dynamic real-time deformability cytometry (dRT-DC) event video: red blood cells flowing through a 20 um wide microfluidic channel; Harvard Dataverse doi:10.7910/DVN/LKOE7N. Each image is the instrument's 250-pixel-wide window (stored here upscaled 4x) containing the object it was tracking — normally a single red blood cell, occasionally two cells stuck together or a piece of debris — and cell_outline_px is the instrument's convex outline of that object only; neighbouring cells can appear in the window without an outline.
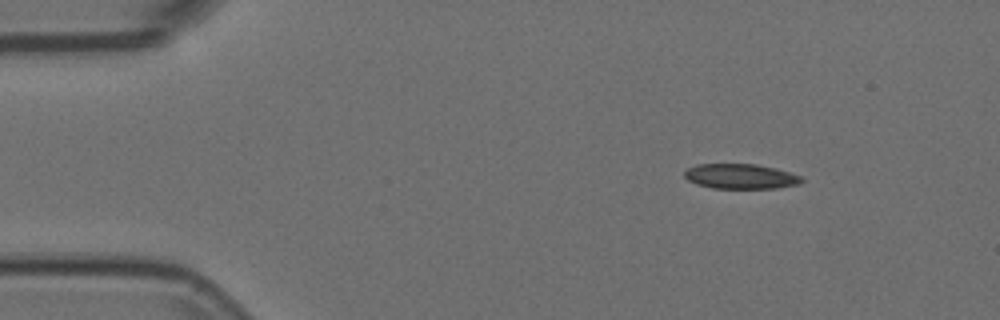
{"species": "Egyptian fruit bat (a non-hibernating species)", "species_latin": "Rousettus aegyptiacus", "temperature_condition": "room temperature", "stored_images_in_passage": 48, "camera_frame_rate_fps": 3000, "um_per_image_px": 0.085, "animal": {"sex": "female"}, "frame": {"image": 1, "passage_image": 1, "time_ms": 0.0, "image_size_px": [1000, 320], "cell_outline_px": [[804, 180], [800, 184], [776, 188], [712, 188], [696, 184], [688, 180], [684, 176], [684, 172], [688, 168], [696, 164], [756, 164], [776, 168], [804, 176]], "centroid_in_image_um": [62.99, 14.99], "position_along_channel_um": 22.0, "area_um2": 17.22}}
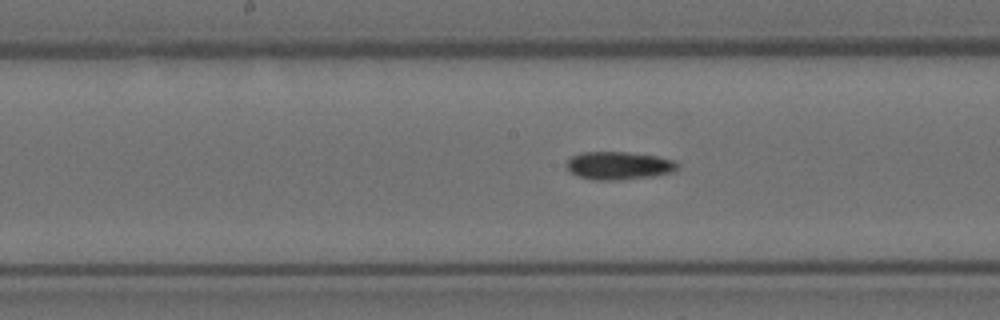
{"frame": {"image": 2, "passage_image": 21, "time_ms": 6.667, "image_size_px": [1000, 320], "cell_outline_px": [[680, 164], [676, 172], [652, 176], [624, 180], [592, 180], [576, 176], [568, 172], [568, 160], [572, 156], [580, 152], [628, 152], [656, 156], [672, 160]], "centroid_in_image_um": [52.6, 14.09], "position_along_channel_um": 195.6, "area_um2": 18.32}}
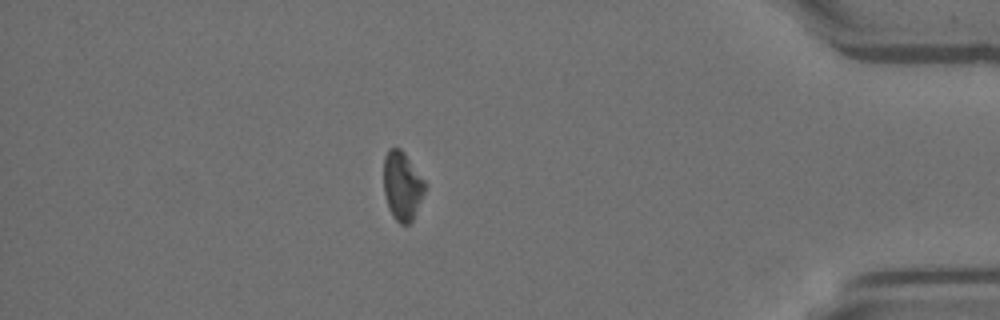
{"frame": {"image": 3, "passage_image": 41, "time_ms": 13.333, "image_size_px": [1000, 320], "cell_outline_px": [[428, 184], [412, 220], [408, 224], [400, 224], [392, 216], [388, 208], [384, 192], [384, 156], [388, 148], [400, 148], [404, 152]], "centroid_in_image_um": [34.19, 15.78], "position_along_channel_um": 401.0, "area_um2": 16.65}}